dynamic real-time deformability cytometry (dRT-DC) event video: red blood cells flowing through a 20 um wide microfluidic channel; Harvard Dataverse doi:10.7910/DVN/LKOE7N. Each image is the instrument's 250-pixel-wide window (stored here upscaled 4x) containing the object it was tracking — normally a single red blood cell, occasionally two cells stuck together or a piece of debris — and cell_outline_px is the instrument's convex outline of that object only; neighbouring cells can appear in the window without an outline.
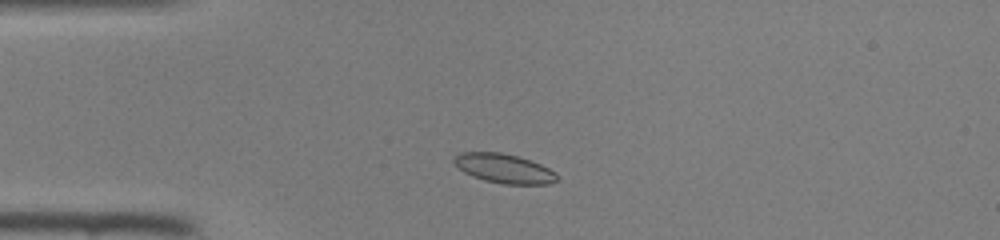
{"species": "common noctule bat (a hibernating species)", "species_latin": "Nyctalus noctula", "temperature_condition": "room temperature", "stored_images_in_passage": 23, "camera_frame_rate_fps": 3000, "um_per_image_px": 0.085, "animal": {"sex": "female", "body_mass_g": 22.0, "forearm_length_mm": 56.7}, "frame": {"image": 1, "passage_image": 6, "time_ms": 1.667, "image_size_px": [1000, 240], "cell_outline_px": [[560, 180], [548, 184], [504, 184], [484, 180], [472, 176], [464, 172], [452, 160], [460, 152], [500, 152], [516, 156], [540, 164], [556, 172], [560, 176]], "centroid_in_image_um": [42.88, 14.33], "position_along_channel_um": 42.1, "area_um2": 17.51}}
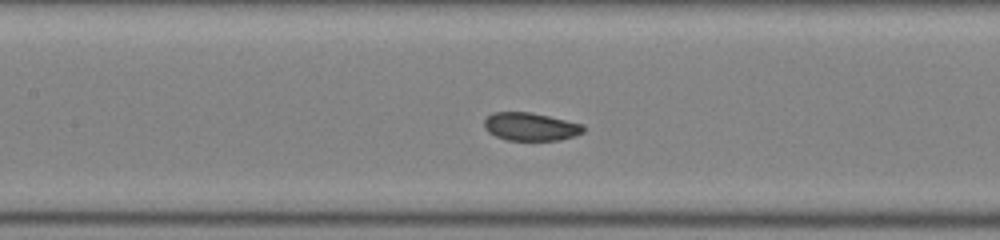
{"frame": {"image": 2, "passage_image": 16, "time_ms": 5.0, "image_size_px": [1000, 240], "cell_outline_px": [[584, 132], [560, 140], [508, 140], [496, 136], [488, 132], [484, 128], [484, 120], [492, 112], [528, 112], [548, 116], [584, 124]], "centroid_in_image_um": [45.08, 10.76], "position_along_channel_um": 162.3, "area_um2": 16.13}}
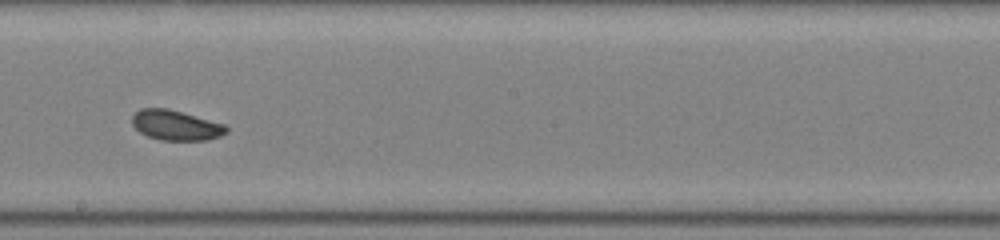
{"frame": {"image": 3, "passage_image": 21, "time_ms": 6.667, "image_size_px": [1000, 240], "cell_outline_px": [[228, 132], [220, 136], [208, 140], [160, 140], [148, 136], [140, 132], [132, 124], [132, 116], [140, 108], [168, 108], [224, 124], [228, 128]], "centroid_in_image_um": [14.94, 10.65], "position_along_channel_um": 233.3, "area_um2": 16.47}}